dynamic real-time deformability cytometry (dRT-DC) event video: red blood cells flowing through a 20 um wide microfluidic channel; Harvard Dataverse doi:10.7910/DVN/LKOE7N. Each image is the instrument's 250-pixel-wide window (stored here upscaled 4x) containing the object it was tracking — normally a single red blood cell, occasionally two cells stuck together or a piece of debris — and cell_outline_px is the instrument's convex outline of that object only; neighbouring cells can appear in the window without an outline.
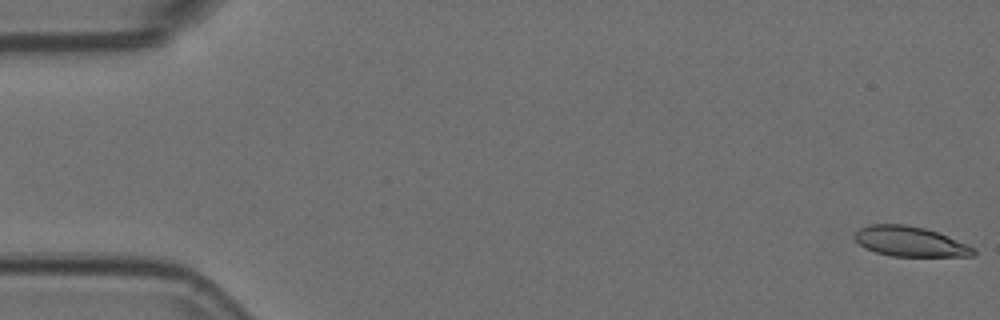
{"species": "Egyptian fruit bat (a non-hibernating species)", "species_latin": "Rousettus aegyptiacus", "temperature_condition": "room temperature", "stored_images_in_passage": 7, "camera_frame_rate_fps": 3000, "um_per_image_px": 0.085, "animal": {"sex": "female"}, "frame": {"image": 1, "passage_image": 1, "time_ms": 0.0, "image_size_px": [1000, 320], "cell_outline_px": [[976, 256], [892, 256], [876, 252], [864, 248], [852, 236], [860, 228], [872, 224], [904, 224], [924, 228], [936, 232], [976, 248]], "centroid_in_image_um": [77.35, 20.53], "position_along_channel_um": 7.7, "area_um2": 20.63}}
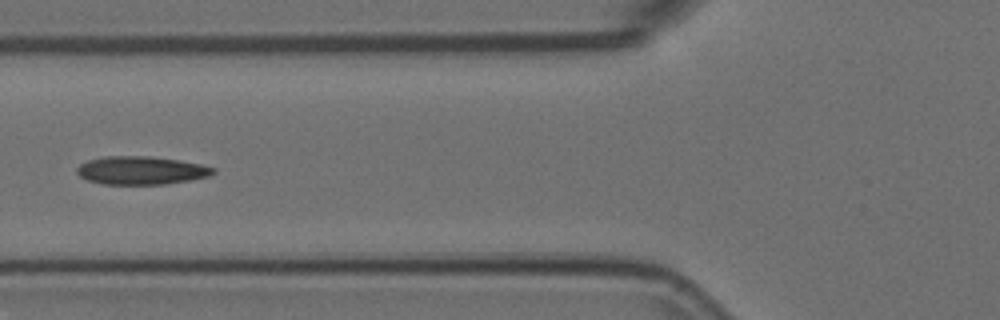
{"frame": {"image": 2, "passage_image": 6, "time_ms": 1.667, "image_size_px": [1000, 320], "cell_outline_px": [[216, 172], [208, 176], [188, 180], [164, 184], [104, 184], [88, 180], [80, 176], [76, 172], [76, 168], [80, 164], [88, 160], [104, 156], [148, 156], [180, 160], [200, 164], [216, 168]], "centroid_in_image_um": [11.99, 14.48], "position_along_channel_um": 113.8, "area_um2": 22.31}}
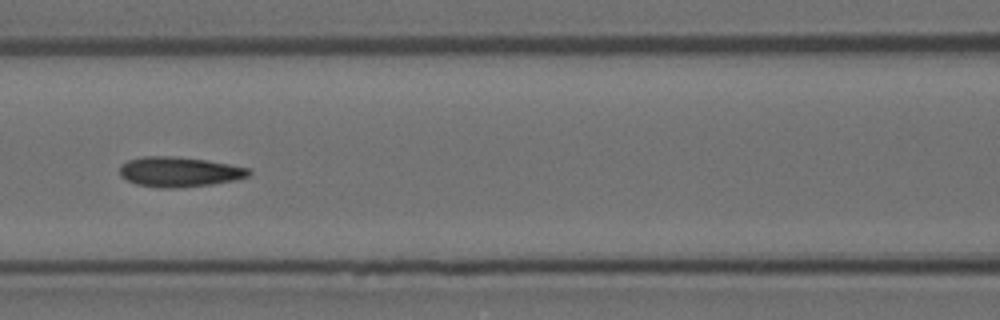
{"frame": {"image": 3, "passage_image": 7, "time_ms": 2.0, "image_size_px": [1000, 320], "cell_outline_px": [[252, 172], [248, 176], [236, 180], [212, 184], [176, 188], [156, 188], [136, 184], [120, 176], [120, 164], [128, 160], [144, 156], [172, 156], [208, 160], [252, 168]], "centroid_in_image_um": [15.26, 14.61], "position_along_channel_um": 151.3, "area_um2": 22.83}}